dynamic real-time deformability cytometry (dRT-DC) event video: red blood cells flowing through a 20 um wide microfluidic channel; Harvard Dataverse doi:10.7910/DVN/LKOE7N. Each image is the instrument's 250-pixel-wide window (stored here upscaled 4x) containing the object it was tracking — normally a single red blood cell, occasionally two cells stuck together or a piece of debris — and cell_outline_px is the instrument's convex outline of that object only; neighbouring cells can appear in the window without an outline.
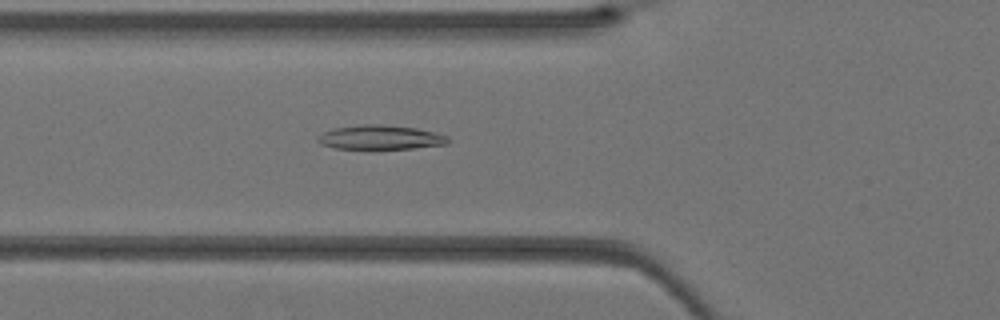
{"species": "Egyptian fruit bat (a non-hibernating species)", "species_latin": "Rousettus aegyptiacus", "temperature_condition": "warm", "stored_images_in_passage": 40, "camera_frame_rate_fps": 3000, "um_per_image_px": 0.085, "animal": {"sex": "female"}, "frame": {"image": 1, "passage_image": 15, "time_ms": 4.667, "image_size_px": [1000, 320], "cell_outline_px": [[448, 144], [412, 148], [336, 148], [320, 144], [316, 140], [316, 136], [332, 128], [364, 124], [376, 124], [416, 128], [448, 136]], "centroid_in_image_um": [32.28, 11.67], "position_along_channel_um": 93.5, "area_um2": 18.15}}
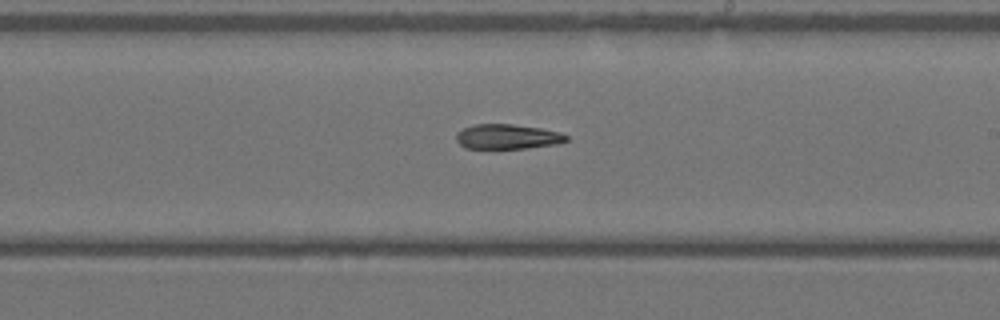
{"frame": {"image": 2, "passage_image": 24, "time_ms": 7.667, "image_size_px": [1000, 320], "cell_outline_px": [[568, 140], [560, 144], [528, 148], [464, 148], [456, 140], [456, 132], [472, 124], [512, 124], [540, 128], [560, 132], [568, 136]], "centroid_in_image_um": [43.14, 11.61], "position_along_channel_um": 245.9, "area_um2": 16.07}}
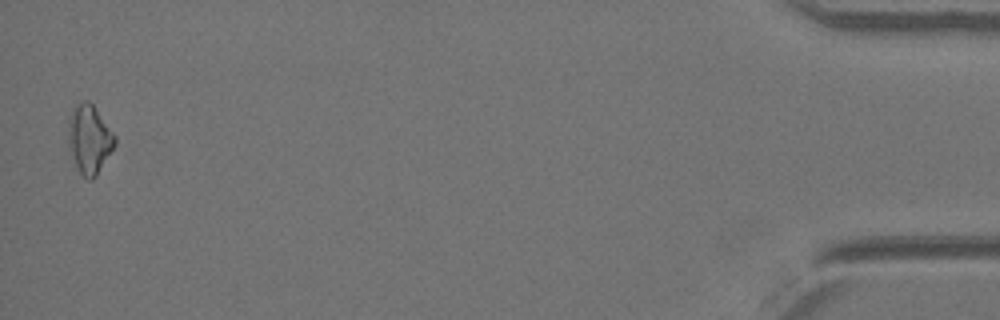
{"frame": {"image": 3, "passage_image": 40, "time_ms": 13.0, "image_size_px": [1000, 320], "cell_outline_px": [[116, 144], [96, 176], [92, 180], [88, 180], [80, 172], [68, 152], [68, 116], [72, 108], [76, 104], [84, 100], [88, 100], [92, 104], [116, 136]], "centroid_in_image_um": [7.56, 11.82], "position_along_channel_um": 427.6, "area_um2": 18.84}}